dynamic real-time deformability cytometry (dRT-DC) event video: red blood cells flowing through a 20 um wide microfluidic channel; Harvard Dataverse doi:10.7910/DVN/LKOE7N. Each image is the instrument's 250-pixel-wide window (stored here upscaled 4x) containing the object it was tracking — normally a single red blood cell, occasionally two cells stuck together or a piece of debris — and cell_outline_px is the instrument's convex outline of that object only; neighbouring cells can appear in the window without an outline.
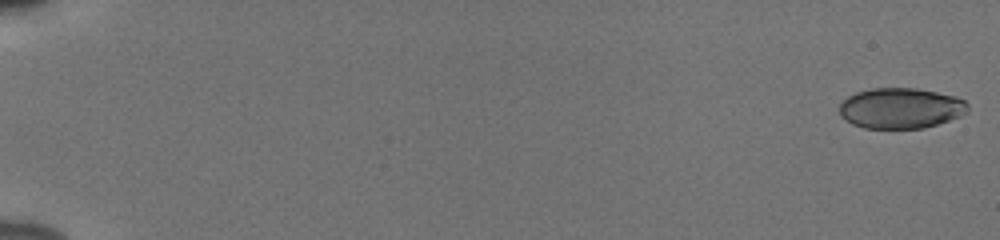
{"species": "human", "species_latin": "Homo sapiens", "temperature_condition": "cold", "stored_images_in_passage": 55, "camera_frame_rate_fps": 3000, "um_per_image_px": 0.085, "donor": {"sex": "male"}, "frame": {"image": 1, "passage_image": 1, "time_ms": 0.0, "image_size_px": [1000, 240], "cell_outline_px": [[968, 112], [960, 116], [924, 128], [864, 128], [852, 124], [840, 116], [840, 104], [848, 96], [856, 92], [872, 88], [916, 88], [956, 96], [964, 100], [968, 104]], "centroid_in_image_um": [76.56, 9.19], "position_along_channel_um": 8.4, "area_um2": 30.35}}
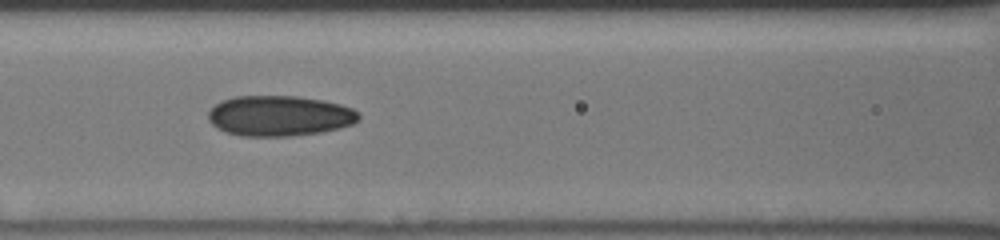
{"frame": {"image": 2, "passage_image": 27, "time_ms": 8.667, "image_size_px": [1000, 240], "cell_outline_px": [[360, 120], [352, 124], [340, 128], [324, 132], [292, 136], [240, 136], [228, 132], [212, 124], [208, 120], [208, 112], [220, 100], [236, 96], [296, 96], [324, 100], [340, 104], [352, 108], [360, 116]], "centroid_in_image_um": [23.78, 9.84], "position_along_channel_um": 142.8, "area_um2": 35.6}}
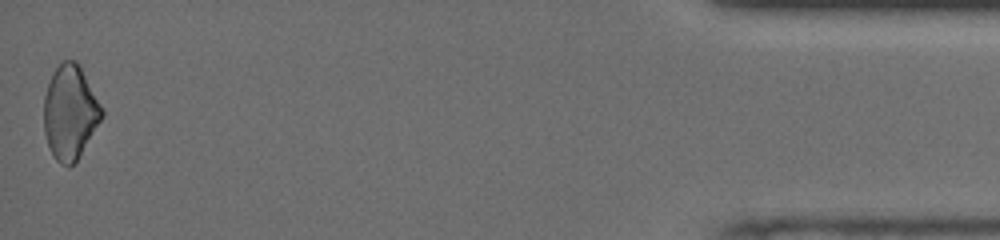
{"frame": {"image": 3, "passage_image": 55, "time_ms": 18.0, "image_size_px": [1000, 240], "cell_outline_px": [[104, 116], [76, 160], [68, 168], [60, 164], [52, 156], [44, 132], [44, 96], [52, 72], [64, 60], [76, 60], [80, 64], [104, 108]], "centroid_in_image_um": [5.97, 9.53], "position_along_channel_um": 429.2, "area_um2": 32.08}, "authors_computed_cell_mechanics": {"area_um2": 32.8882, "velocity_mm_per_s": 3.8775, "shape_relaxation_time_tau1_ms": 9.4885, "shape_relaxation_time_tau2_ms": 3.5368, "deformation_change_tau1": 0.141, "deformation_change_tau2": 0.0867}}